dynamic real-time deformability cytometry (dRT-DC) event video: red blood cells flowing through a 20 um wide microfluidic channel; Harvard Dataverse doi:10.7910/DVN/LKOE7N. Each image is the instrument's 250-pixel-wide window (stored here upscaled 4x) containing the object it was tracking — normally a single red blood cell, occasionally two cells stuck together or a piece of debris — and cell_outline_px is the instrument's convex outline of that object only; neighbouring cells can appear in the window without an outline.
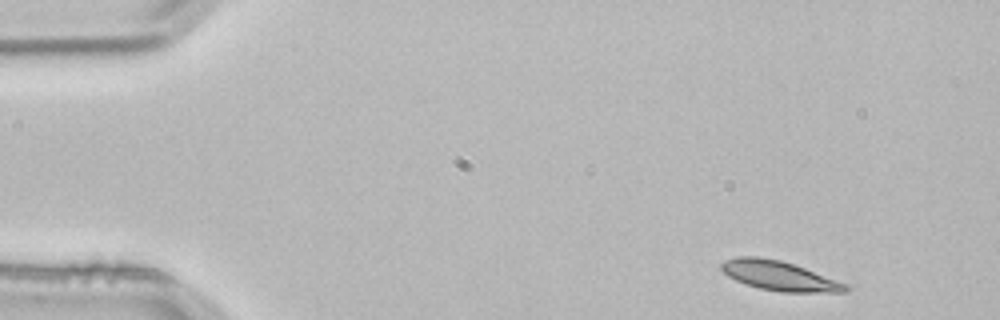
{"species": "common noctule bat (a hibernating species)", "species_latin": "Nyctalus noctula", "temperature_condition": "room temperature", "stored_images_in_passage": 2, "camera_frame_rate_fps": 3000, "um_per_image_px": 0.085, "animal": {"sex": "male", "body_mass_g": 21.5, "forearm_length_mm": 52.0}, "frame": {"image": 1, "passage_image": 1, "time_ms": 0.0, "image_size_px": [1000, 320], "cell_outline_px": [[848, 292], [784, 292], [760, 288], [744, 284], [728, 276], [720, 268], [720, 264], [724, 260], [736, 256], [756, 256], [780, 260], [804, 268], [848, 284]], "centroid_in_image_um": [66.2, 23.43], "position_along_channel_um": 18.8, "area_um2": 21.27}}